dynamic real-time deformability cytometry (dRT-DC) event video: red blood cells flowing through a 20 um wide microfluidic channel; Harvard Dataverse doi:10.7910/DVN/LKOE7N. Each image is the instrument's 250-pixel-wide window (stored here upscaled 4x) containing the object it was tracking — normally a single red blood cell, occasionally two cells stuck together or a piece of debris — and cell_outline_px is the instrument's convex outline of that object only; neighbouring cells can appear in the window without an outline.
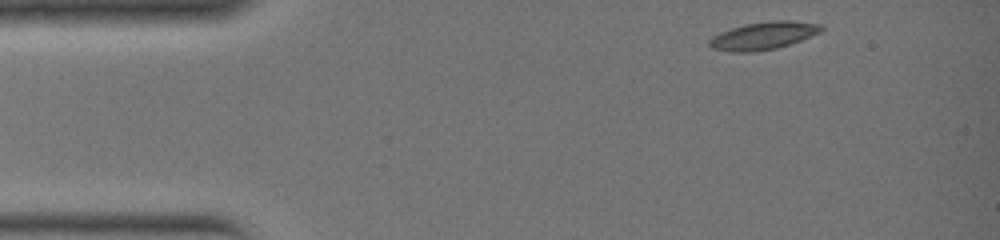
{"species": "common noctule bat (a hibernating species)", "species_latin": "Nyctalus noctula", "temperature_condition": "warm", "stored_images_in_passage": 29, "camera_frame_rate_fps": 3000, "um_per_image_px": 0.085, "animal": {"sex": "female", "body_mass_g": 19.0, "forearm_length_mm": 51.5}, "frame": {"image": 1, "passage_image": 1, "time_ms": 0.0, "image_size_px": [1000, 240], "cell_outline_px": [[824, 28], [820, 32], [800, 40], [776, 48], [752, 52], [732, 52], [712, 48], [708, 44], [708, 40], [712, 36], [720, 32], [744, 24], [772, 20], [792, 20], [820, 24]], "centroid_in_image_um": [64.86, 3.02], "position_along_channel_um": 20.1, "area_um2": 17.98}}
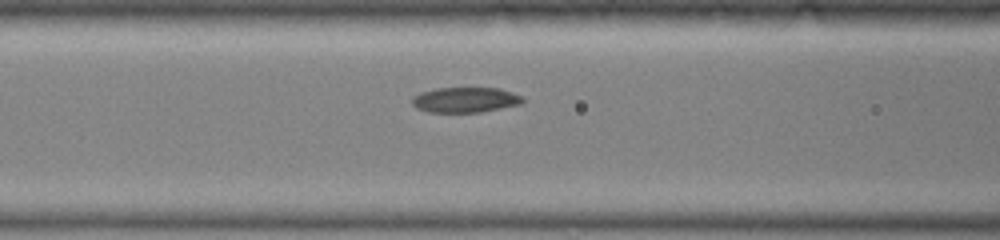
{"frame": {"image": 2, "passage_image": 11, "time_ms": 3.333, "image_size_px": [1000, 240], "cell_outline_px": [[524, 104], [480, 112], [428, 112], [416, 108], [412, 104], [412, 96], [420, 92], [436, 88], [500, 88], [524, 96]], "centroid_in_image_um": [39.57, 8.48], "position_along_channel_um": 127.0, "area_um2": 16.53}}
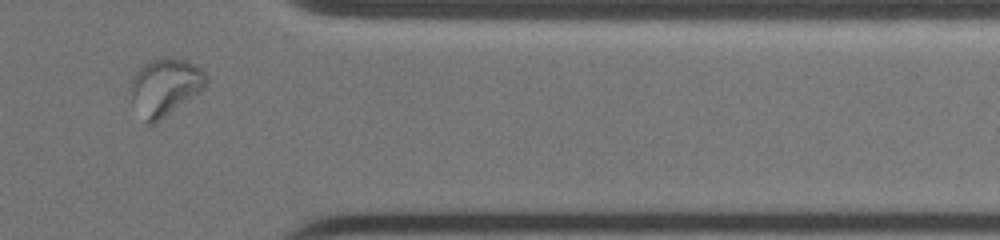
{"frame": {"image": 3, "passage_image": 26, "time_ms": 8.333, "image_size_px": [1000, 240], "cell_outline_px": [[208, 84], [204, 88], [156, 124], [148, 124], [144, 120], [132, 100], [128, 88], [136, 72], [148, 60], [160, 56], [172, 56], [184, 60], [200, 68], [208, 76]], "centroid_in_image_um": [14.02, 7.36], "position_along_channel_um": 397.4, "area_um2": 25.37}}